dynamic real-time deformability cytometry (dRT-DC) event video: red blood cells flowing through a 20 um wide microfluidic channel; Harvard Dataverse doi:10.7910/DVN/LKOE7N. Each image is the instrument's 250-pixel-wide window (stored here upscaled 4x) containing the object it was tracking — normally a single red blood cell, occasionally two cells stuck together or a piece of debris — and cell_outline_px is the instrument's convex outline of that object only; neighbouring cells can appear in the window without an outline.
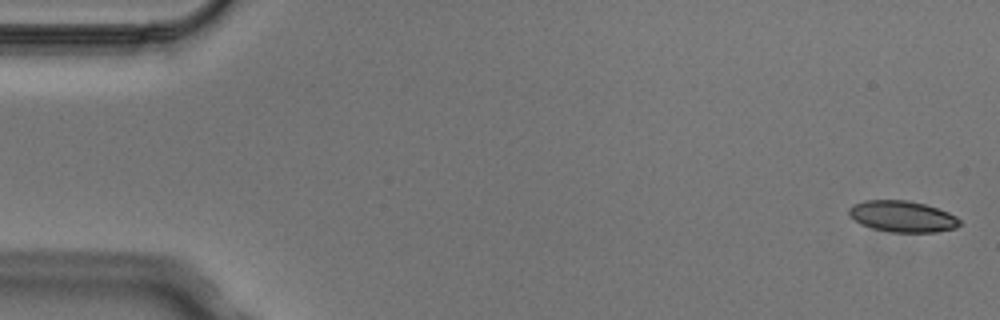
{"species": "Egyptian fruit bat (a non-hibernating species)", "species_latin": "Rousettus aegyptiacus", "temperature_condition": "cold", "stored_images_in_passage": 4, "camera_frame_rate_fps": 3000, "um_per_image_px": 0.085, "animal": {"sex": "male"}, "frame": {"image": 1, "passage_image": 1, "time_ms": 0.0, "image_size_px": [1000, 320], "cell_outline_px": [[960, 224], [956, 228], [936, 232], [892, 232], [872, 228], [860, 224], [848, 212], [848, 208], [852, 204], [864, 200], [908, 200], [924, 204], [948, 212], [956, 216], [960, 220]], "centroid_in_image_um": [76.7, 18.39], "position_along_channel_um": 8.3, "area_um2": 20.11}}
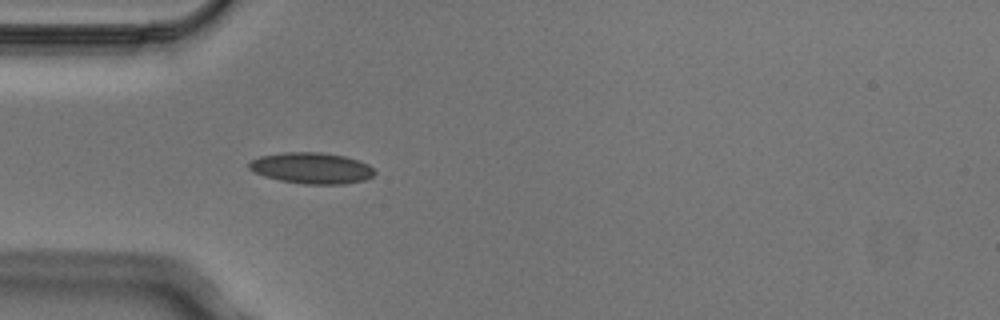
{"frame": {"image": 2, "passage_image": 4, "time_ms": 1.0, "image_size_px": [1000, 320], "cell_outline_px": [[376, 172], [372, 176], [364, 180], [344, 184], [304, 184], [280, 180], [264, 176], [248, 168], [248, 160], [260, 156], [284, 152], [320, 152], [344, 156], [360, 160], [368, 164]], "centroid_in_image_um": [26.48, 14.28], "position_along_channel_um": 58.5, "area_um2": 22.83}}